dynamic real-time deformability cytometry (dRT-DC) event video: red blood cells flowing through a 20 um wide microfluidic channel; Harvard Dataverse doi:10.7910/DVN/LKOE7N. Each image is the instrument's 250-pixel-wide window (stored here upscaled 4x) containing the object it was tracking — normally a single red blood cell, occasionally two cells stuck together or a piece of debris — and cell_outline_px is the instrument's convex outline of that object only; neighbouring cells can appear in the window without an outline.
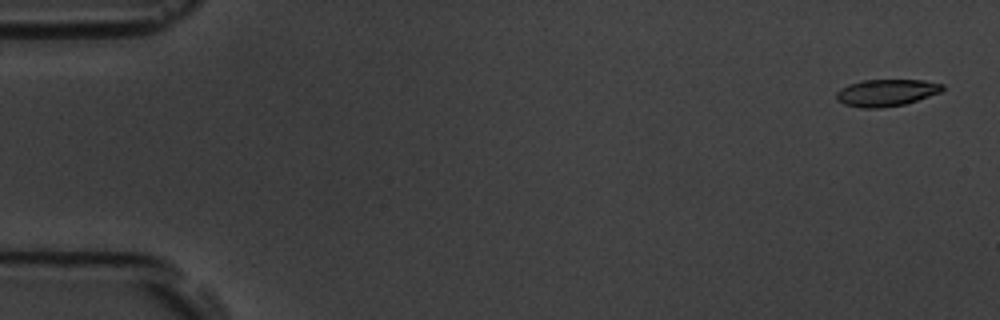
{"species": "common noctule bat (a hibernating species)", "species_latin": "Nyctalus noctula", "temperature_condition": "room temperature", "stored_images_in_passage": 54, "camera_frame_rate_fps": 3000, "um_per_image_px": 0.085, "animal": {"sex": "male", "body_mass_g": 19.5, "forearm_length_mm": 54.6}, "frame": {"image": 1, "passage_image": 2, "time_ms": 0.333, "image_size_px": [1000, 320], "cell_outline_px": [[944, 88], [940, 92], [904, 104], [880, 108], [860, 108], [844, 104], [836, 100], [836, 92], [840, 88], [848, 84], [864, 80], [924, 80], [944, 84]], "centroid_in_image_um": [75.3, 7.87], "position_along_channel_um": 9.7, "area_um2": 16.65}}
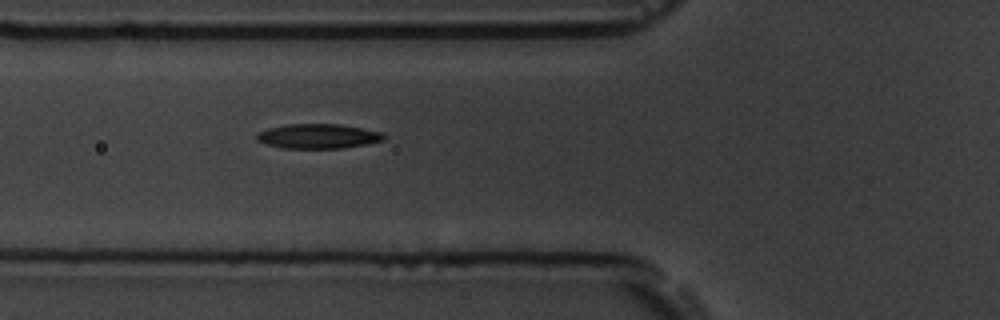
{"frame": {"image": 2, "passage_image": 20, "time_ms": 6.333, "image_size_px": [1000, 320], "cell_outline_px": [[384, 140], [344, 148], [284, 148], [264, 144], [256, 140], [256, 132], [268, 128], [288, 124], [340, 124], [380, 132], [384, 136]], "centroid_in_image_um": [26.96, 11.58], "position_along_channel_um": 98.8, "area_um2": 18.15}}
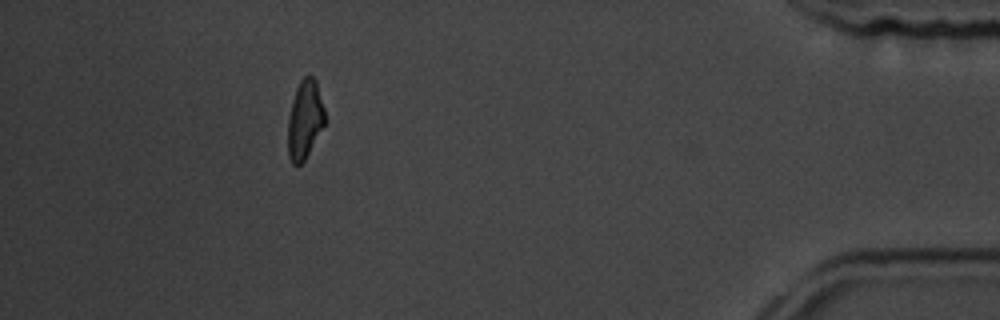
{"frame": {"image": 3, "passage_image": 49, "time_ms": 16.0, "image_size_px": [1000, 320], "cell_outline_px": [[324, 124], [304, 160], [296, 168], [292, 164], [288, 156], [288, 116], [292, 100], [296, 88], [300, 80], [308, 72], [316, 80], [324, 108]], "centroid_in_image_um": [25.88, 10.14], "position_along_channel_um": 409.3, "area_um2": 16.94}, "authors_computed_cell_mechanics": {"area_um2": 18.0336, "velocity_mm_per_s": 3.7843, "shape_relaxation_time_tau1_ms": 4.6935, "shape_relaxation_time_tau2_ms": 4.5261, "deformation_change_tau1": 0.1585, "deformation_change_tau2": 0.1243}}